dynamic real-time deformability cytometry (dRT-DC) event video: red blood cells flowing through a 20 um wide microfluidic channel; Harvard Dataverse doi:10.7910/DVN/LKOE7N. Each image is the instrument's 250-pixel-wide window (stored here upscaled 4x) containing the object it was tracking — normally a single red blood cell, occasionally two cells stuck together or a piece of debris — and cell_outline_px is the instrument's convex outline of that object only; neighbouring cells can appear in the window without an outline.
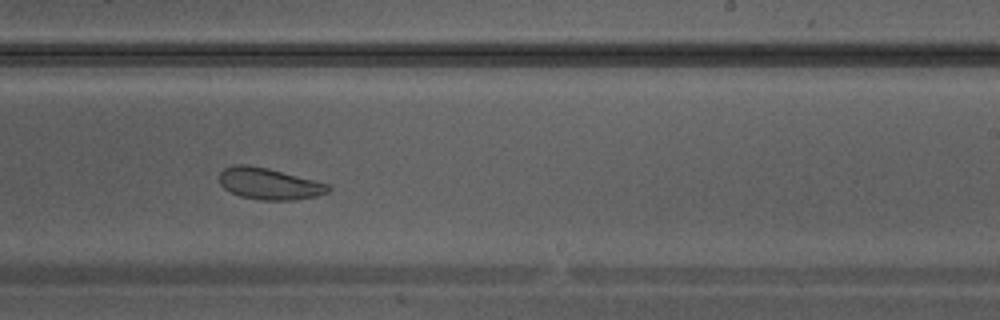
{"species": "Egyptian fruit bat (a non-hibernating species)", "species_latin": "Rousettus aegyptiacus", "temperature_condition": "warm", "stored_images_in_passage": 32, "camera_frame_rate_fps": 3000, "um_per_image_px": 0.085, "animal": {"sex": "male"}, "frame": {"image": 1, "passage_image": 19, "time_ms": 6.0, "image_size_px": [1000, 320], "cell_outline_px": [[332, 188], [328, 192], [316, 196], [292, 200], [260, 200], [240, 196], [224, 188], [220, 184], [220, 172], [224, 168], [236, 164], [248, 164], [268, 168], [328, 184]], "centroid_in_image_um": [22.86, 15.61], "position_along_channel_um": 266.1, "area_um2": 19.88}}